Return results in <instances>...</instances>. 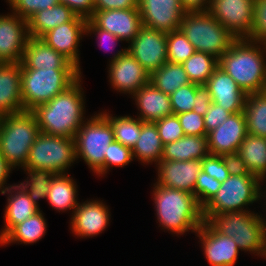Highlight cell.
Wrapping results in <instances>:
<instances>
[{
	"label": "cell",
	"mask_w": 266,
	"mask_h": 266,
	"mask_svg": "<svg viewBox=\"0 0 266 266\" xmlns=\"http://www.w3.org/2000/svg\"><path fill=\"white\" fill-rule=\"evenodd\" d=\"M80 79L51 101L40 104L31 110L35 115L40 132L75 138L84 123L85 102Z\"/></svg>",
	"instance_id": "6da1fadb"
},
{
	"label": "cell",
	"mask_w": 266,
	"mask_h": 266,
	"mask_svg": "<svg viewBox=\"0 0 266 266\" xmlns=\"http://www.w3.org/2000/svg\"><path fill=\"white\" fill-rule=\"evenodd\" d=\"M258 44L247 38L237 39L218 60V66L247 95L266 91V61L263 55L266 49Z\"/></svg>",
	"instance_id": "7a4b0ae2"
},
{
	"label": "cell",
	"mask_w": 266,
	"mask_h": 266,
	"mask_svg": "<svg viewBox=\"0 0 266 266\" xmlns=\"http://www.w3.org/2000/svg\"><path fill=\"white\" fill-rule=\"evenodd\" d=\"M154 203L160 226L175 234L197 232L203 224L202 207L196 197L186 191L154 184Z\"/></svg>",
	"instance_id": "3957f363"
},
{
	"label": "cell",
	"mask_w": 266,
	"mask_h": 266,
	"mask_svg": "<svg viewBox=\"0 0 266 266\" xmlns=\"http://www.w3.org/2000/svg\"><path fill=\"white\" fill-rule=\"evenodd\" d=\"M40 133L32 111L0 116V153L12 167H24L29 151Z\"/></svg>",
	"instance_id": "277c9868"
},
{
	"label": "cell",
	"mask_w": 266,
	"mask_h": 266,
	"mask_svg": "<svg viewBox=\"0 0 266 266\" xmlns=\"http://www.w3.org/2000/svg\"><path fill=\"white\" fill-rule=\"evenodd\" d=\"M260 181L251 173L235 168L221 184L218 192L202 208L203 219L208 221L212 216L225 212L245 211L244 206L253 204L263 196Z\"/></svg>",
	"instance_id": "5b68a950"
},
{
	"label": "cell",
	"mask_w": 266,
	"mask_h": 266,
	"mask_svg": "<svg viewBox=\"0 0 266 266\" xmlns=\"http://www.w3.org/2000/svg\"><path fill=\"white\" fill-rule=\"evenodd\" d=\"M80 77L79 69H21L23 110L51 101Z\"/></svg>",
	"instance_id": "8992f818"
},
{
	"label": "cell",
	"mask_w": 266,
	"mask_h": 266,
	"mask_svg": "<svg viewBox=\"0 0 266 266\" xmlns=\"http://www.w3.org/2000/svg\"><path fill=\"white\" fill-rule=\"evenodd\" d=\"M196 51L218 60L238 39L208 11L186 12L179 28Z\"/></svg>",
	"instance_id": "52a82bcc"
},
{
	"label": "cell",
	"mask_w": 266,
	"mask_h": 266,
	"mask_svg": "<svg viewBox=\"0 0 266 266\" xmlns=\"http://www.w3.org/2000/svg\"><path fill=\"white\" fill-rule=\"evenodd\" d=\"M208 222L219 233L232 237L241 251L266 255V230L262 215H255L249 210L232 211L214 215Z\"/></svg>",
	"instance_id": "ba28073f"
},
{
	"label": "cell",
	"mask_w": 266,
	"mask_h": 266,
	"mask_svg": "<svg viewBox=\"0 0 266 266\" xmlns=\"http://www.w3.org/2000/svg\"><path fill=\"white\" fill-rule=\"evenodd\" d=\"M74 140L76 158H83L94 173L104 175L105 154L114 141L110 121L102 113L96 114L81 125Z\"/></svg>",
	"instance_id": "9c48e42d"
},
{
	"label": "cell",
	"mask_w": 266,
	"mask_h": 266,
	"mask_svg": "<svg viewBox=\"0 0 266 266\" xmlns=\"http://www.w3.org/2000/svg\"><path fill=\"white\" fill-rule=\"evenodd\" d=\"M76 159L74 138L40 132L23 168L43 169L54 174H64Z\"/></svg>",
	"instance_id": "30bf717a"
},
{
	"label": "cell",
	"mask_w": 266,
	"mask_h": 266,
	"mask_svg": "<svg viewBox=\"0 0 266 266\" xmlns=\"http://www.w3.org/2000/svg\"><path fill=\"white\" fill-rule=\"evenodd\" d=\"M208 12L238 39L251 35L254 0H211Z\"/></svg>",
	"instance_id": "8fae6325"
},
{
	"label": "cell",
	"mask_w": 266,
	"mask_h": 266,
	"mask_svg": "<svg viewBox=\"0 0 266 266\" xmlns=\"http://www.w3.org/2000/svg\"><path fill=\"white\" fill-rule=\"evenodd\" d=\"M129 44L127 51L149 73L168 62L167 33L143 25Z\"/></svg>",
	"instance_id": "7c38bea8"
},
{
	"label": "cell",
	"mask_w": 266,
	"mask_h": 266,
	"mask_svg": "<svg viewBox=\"0 0 266 266\" xmlns=\"http://www.w3.org/2000/svg\"><path fill=\"white\" fill-rule=\"evenodd\" d=\"M109 64V81L114 89L133 95L149 83L150 73L126 49L118 51Z\"/></svg>",
	"instance_id": "4fadbf2b"
},
{
	"label": "cell",
	"mask_w": 266,
	"mask_h": 266,
	"mask_svg": "<svg viewBox=\"0 0 266 266\" xmlns=\"http://www.w3.org/2000/svg\"><path fill=\"white\" fill-rule=\"evenodd\" d=\"M247 133L244 112L231 114L222 125L207 133L209 153L234 158Z\"/></svg>",
	"instance_id": "5bb4252c"
},
{
	"label": "cell",
	"mask_w": 266,
	"mask_h": 266,
	"mask_svg": "<svg viewBox=\"0 0 266 266\" xmlns=\"http://www.w3.org/2000/svg\"><path fill=\"white\" fill-rule=\"evenodd\" d=\"M142 24L163 33L180 28L185 10L180 0H138Z\"/></svg>",
	"instance_id": "9a60e30c"
},
{
	"label": "cell",
	"mask_w": 266,
	"mask_h": 266,
	"mask_svg": "<svg viewBox=\"0 0 266 266\" xmlns=\"http://www.w3.org/2000/svg\"><path fill=\"white\" fill-rule=\"evenodd\" d=\"M12 13L0 15V64L21 62L29 38L27 21Z\"/></svg>",
	"instance_id": "2e32d148"
},
{
	"label": "cell",
	"mask_w": 266,
	"mask_h": 266,
	"mask_svg": "<svg viewBox=\"0 0 266 266\" xmlns=\"http://www.w3.org/2000/svg\"><path fill=\"white\" fill-rule=\"evenodd\" d=\"M89 19L98 28L128 43L138 35V31L143 26L139 8L93 11Z\"/></svg>",
	"instance_id": "e0dca14e"
},
{
	"label": "cell",
	"mask_w": 266,
	"mask_h": 266,
	"mask_svg": "<svg viewBox=\"0 0 266 266\" xmlns=\"http://www.w3.org/2000/svg\"><path fill=\"white\" fill-rule=\"evenodd\" d=\"M196 234L203 244L204 254L211 266H233L236 263L240 249L232 237L219 233L205 220Z\"/></svg>",
	"instance_id": "ac0fdd59"
},
{
	"label": "cell",
	"mask_w": 266,
	"mask_h": 266,
	"mask_svg": "<svg viewBox=\"0 0 266 266\" xmlns=\"http://www.w3.org/2000/svg\"><path fill=\"white\" fill-rule=\"evenodd\" d=\"M86 21V18L76 15L70 22L51 29L40 38L78 67L80 75L78 44L85 33Z\"/></svg>",
	"instance_id": "d6986e66"
},
{
	"label": "cell",
	"mask_w": 266,
	"mask_h": 266,
	"mask_svg": "<svg viewBox=\"0 0 266 266\" xmlns=\"http://www.w3.org/2000/svg\"><path fill=\"white\" fill-rule=\"evenodd\" d=\"M157 165L159 177L156 184L194 195L197 177L202 171V160H161Z\"/></svg>",
	"instance_id": "ffe728a7"
},
{
	"label": "cell",
	"mask_w": 266,
	"mask_h": 266,
	"mask_svg": "<svg viewBox=\"0 0 266 266\" xmlns=\"http://www.w3.org/2000/svg\"><path fill=\"white\" fill-rule=\"evenodd\" d=\"M204 86L209 90L213 103L231 114L243 112L247 94L221 67L218 66L214 70Z\"/></svg>",
	"instance_id": "44dd1931"
},
{
	"label": "cell",
	"mask_w": 266,
	"mask_h": 266,
	"mask_svg": "<svg viewBox=\"0 0 266 266\" xmlns=\"http://www.w3.org/2000/svg\"><path fill=\"white\" fill-rule=\"evenodd\" d=\"M108 207L100 201L92 200L78 204L73 210L71 229L81 237H93L104 231L109 224Z\"/></svg>",
	"instance_id": "7402d4cb"
},
{
	"label": "cell",
	"mask_w": 266,
	"mask_h": 266,
	"mask_svg": "<svg viewBox=\"0 0 266 266\" xmlns=\"http://www.w3.org/2000/svg\"><path fill=\"white\" fill-rule=\"evenodd\" d=\"M79 69L63 54L48 46L40 38L29 37L25 46L21 69Z\"/></svg>",
	"instance_id": "603a6c76"
},
{
	"label": "cell",
	"mask_w": 266,
	"mask_h": 266,
	"mask_svg": "<svg viewBox=\"0 0 266 266\" xmlns=\"http://www.w3.org/2000/svg\"><path fill=\"white\" fill-rule=\"evenodd\" d=\"M23 111L21 62L0 64V116Z\"/></svg>",
	"instance_id": "cb8c5ba5"
},
{
	"label": "cell",
	"mask_w": 266,
	"mask_h": 266,
	"mask_svg": "<svg viewBox=\"0 0 266 266\" xmlns=\"http://www.w3.org/2000/svg\"><path fill=\"white\" fill-rule=\"evenodd\" d=\"M236 168L258 177L266 178V138L247 133L234 157Z\"/></svg>",
	"instance_id": "d4e9b609"
},
{
	"label": "cell",
	"mask_w": 266,
	"mask_h": 266,
	"mask_svg": "<svg viewBox=\"0 0 266 266\" xmlns=\"http://www.w3.org/2000/svg\"><path fill=\"white\" fill-rule=\"evenodd\" d=\"M133 96L138 110L141 111L138 118L144 122H155L173 114L169 95L150 82L142 86Z\"/></svg>",
	"instance_id": "484cf974"
},
{
	"label": "cell",
	"mask_w": 266,
	"mask_h": 266,
	"mask_svg": "<svg viewBox=\"0 0 266 266\" xmlns=\"http://www.w3.org/2000/svg\"><path fill=\"white\" fill-rule=\"evenodd\" d=\"M14 190V191H13ZM17 192H16V191ZM9 194L5 209V228L0 232V241L18 224L40 211L25 190L17 185L7 187L1 194Z\"/></svg>",
	"instance_id": "4316f807"
},
{
	"label": "cell",
	"mask_w": 266,
	"mask_h": 266,
	"mask_svg": "<svg viewBox=\"0 0 266 266\" xmlns=\"http://www.w3.org/2000/svg\"><path fill=\"white\" fill-rule=\"evenodd\" d=\"M209 154L207 136L184 135L164 145L161 160H202Z\"/></svg>",
	"instance_id": "83f0119b"
},
{
	"label": "cell",
	"mask_w": 266,
	"mask_h": 266,
	"mask_svg": "<svg viewBox=\"0 0 266 266\" xmlns=\"http://www.w3.org/2000/svg\"><path fill=\"white\" fill-rule=\"evenodd\" d=\"M75 16L76 14L63 3L38 11L27 20L28 35L41 38L51 29L70 22Z\"/></svg>",
	"instance_id": "f1b7e54d"
},
{
	"label": "cell",
	"mask_w": 266,
	"mask_h": 266,
	"mask_svg": "<svg viewBox=\"0 0 266 266\" xmlns=\"http://www.w3.org/2000/svg\"><path fill=\"white\" fill-rule=\"evenodd\" d=\"M163 143L155 122H144L138 141L132 149L133 159L137 158L141 163H152L161 161Z\"/></svg>",
	"instance_id": "f546056e"
},
{
	"label": "cell",
	"mask_w": 266,
	"mask_h": 266,
	"mask_svg": "<svg viewBox=\"0 0 266 266\" xmlns=\"http://www.w3.org/2000/svg\"><path fill=\"white\" fill-rule=\"evenodd\" d=\"M75 182L66 173L55 174L51 180L47 200L54 209L66 211L76 209L78 202L76 200Z\"/></svg>",
	"instance_id": "4dcf8cb0"
},
{
	"label": "cell",
	"mask_w": 266,
	"mask_h": 266,
	"mask_svg": "<svg viewBox=\"0 0 266 266\" xmlns=\"http://www.w3.org/2000/svg\"><path fill=\"white\" fill-rule=\"evenodd\" d=\"M149 82L165 94H172L178 88L191 82L182 64L166 62L163 66L150 73Z\"/></svg>",
	"instance_id": "1f68e13d"
},
{
	"label": "cell",
	"mask_w": 266,
	"mask_h": 266,
	"mask_svg": "<svg viewBox=\"0 0 266 266\" xmlns=\"http://www.w3.org/2000/svg\"><path fill=\"white\" fill-rule=\"evenodd\" d=\"M243 112L247 132L266 138V91L248 94Z\"/></svg>",
	"instance_id": "d6a6232c"
},
{
	"label": "cell",
	"mask_w": 266,
	"mask_h": 266,
	"mask_svg": "<svg viewBox=\"0 0 266 266\" xmlns=\"http://www.w3.org/2000/svg\"><path fill=\"white\" fill-rule=\"evenodd\" d=\"M38 211L33 216L27 218L22 223L16 225L1 241L0 244H9L18 241L19 243H36L45 235L46 220Z\"/></svg>",
	"instance_id": "836d02e7"
},
{
	"label": "cell",
	"mask_w": 266,
	"mask_h": 266,
	"mask_svg": "<svg viewBox=\"0 0 266 266\" xmlns=\"http://www.w3.org/2000/svg\"><path fill=\"white\" fill-rule=\"evenodd\" d=\"M182 66L191 83L205 85L218 67V59L205 52L196 51Z\"/></svg>",
	"instance_id": "e575fe53"
},
{
	"label": "cell",
	"mask_w": 266,
	"mask_h": 266,
	"mask_svg": "<svg viewBox=\"0 0 266 266\" xmlns=\"http://www.w3.org/2000/svg\"><path fill=\"white\" fill-rule=\"evenodd\" d=\"M111 123L114 131V140L133 149L141 133L143 121L130 116L112 117L109 113H102Z\"/></svg>",
	"instance_id": "d590c367"
},
{
	"label": "cell",
	"mask_w": 266,
	"mask_h": 266,
	"mask_svg": "<svg viewBox=\"0 0 266 266\" xmlns=\"http://www.w3.org/2000/svg\"><path fill=\"white\" fill-rule=\"evenodd\" d=\"M24 169V171H27L30 178L28 181L27 179L24 181L26 183L22 182L17 186H19L22 190H25L31 201L39 207L37 201L41 198L47 199L49 186L55 174L49 170L43 169Z\"/></svg>",
	"instance_id": "8d00e7d4"
},
{
	"label": "cell",
	"mask_w": 266,
	"mask_h": 266,
	"mask_svg": "<svg viewBox=\"0 0 266 266\" xmlns=\"http://www.w3.org/2000/svg\"><path fill=\"white\" fill-rule=\"evenodd\" d=\"M195 52L194 46L180 29L167 33L168 62L182 64Z\"/></svg>",
	"instance_id": "74e56055"
},
{
	"label": "cell",
	"mask_w": 266,
	"mask_h": 266,
	"mask_svg": "<svg viewBox=\"0 0 266 266\" xmlns=\"http://www.w3.org/2000/svg\"><path fill=\"white\" fill-rule=\"evenodd\" d=\"M236 168L234 158L211 155L202 159V171L223 183Z\"/></svg>",
	"instance_id": "f35d334b"
},
{
	"label": "cell",
	"mask_w": 266,
	"mask_h": 266,
	"mask_svg": "<svg viewBox=\"0 0 266 266\" xmlns=\"http://www.w3.org/2000/svg\"><path fill=\"white\" fill-rule=\"evenodd\" d=\"M201 85L190 83L178 88L169 95L173 114L186 113L193 110L196 90Z\"/></svg>",
	"instance_id": "ab89813d"
},
{
	"label": "cell",
	"mask_w": 266,
	"mask_h": 266,
	"mask_svg": "<svg viewBox=\"0 0 266 266\" xmlns=\"http://www.w3.org/2000/svg\"><path fill=\"white\" fill-rule=\"evenodd\" d=\"M221 182L201 171L197 177L194 188V196L198 204L203 208L221 187Z\"/></svg>",
	"instance_id": "60d3db41"
},
{
	"label": "cell",
	"mask_w": 266,
	"mask_h": 266,
	"mask_svg": "<svg viewBox=\"0 0 266 266\" xmlns=\"http://www.w3.org/2000/svg\"><path fill=\"white\" fill-rule=\"evenodd\" d=\"M12 12L24 20H28L36 12L51 8L60 3L59 0H7Z\"/></svg>",
	"instance_id": "b9f144b4"
},
{
	"label": "cell",
	"mask_w": 266,
	"mask_h": 266,
	"mask_svg": "<svg viewBox=\"0 0 266 266\" xmlns=\"http://www.w3.org/2000/svg\"><path fill=\"white\" fill-rule=\"evenodd\" d=\"M155 124L163 145L177 141L185 135L178 116L175 114L157 120Z\"/></svg>",
	"instance_id": "7bdbcfd3"
},
{
	"label": "cell",
	"mask_w": 266,
	"mask_h": 266,
	"mask_svg": "<svg viewBox=\"0 0 266 266\" xmlns=\"http://www.w3.org/2000/svg\"><path fill=\"white\" fill-rule=\"evenodd\" d=\"M247 39L260 45L266 44V0H254L251 35Z\"/></svg>",
	"instance_id": "ee69618b"
},
{
	"label": "cell",
	"mask_w": 266,
	"mask_h": 266,
	"mask_svg": "<svg viewBox=\"0 0 266 266\" xmlns=\"http://www.w3.org/2000/svg\"><path fill=\"white\" fill-rule=\"evenodd\" d=\"M133 160L132 150L120 142L113 141L109 144V150L105 154L104 158V174L110 168V166L124 167Z\"/></svg>",
	"instance_id": "f6af8a7d"
},
{
	"label": "cell",
	"mask_w": 266,
	"mask_h": 266,
	"mask_svg": "<svg viewBox=\"0 0 266 266\" xmlns=\"http://www.w3.org/2000/svg\"><path fill=\"white\" fill-rule=\"evenodd\" d=\"M185 135L207 136L204 116L193 110L177 115Z\"/></svg>",
	"instance_id": "bcb514c9"
},
{
	"label": "cell",
	"mask_w": 266,
	"mask_h": 266,
	"mask_svg": "<svg viewBox=\"0 0 266 266\" xmlns=\"http://www.w3.org/2000/svg\"><path fill=\"white\" fill-rule=\"evenodd\" d=\"M231 115V113L216 103H211L208 111L204 115V125L206 132L216 129L218 126L222 125L224 121Z\"/></svg>",
	"instance_id": "7dc6e473"
},
{
	"label": "cell",
	"mask_w": 266,
	"mask_h": 266,
	"mask_svg": "<svg viewBox=\"0 0 266 266\" xmlns=\"http://www.w3.org/2000/svg\"><path fill=\"white\" fill-rule=\"evenodd\" d=\"M138 8V0H94L93 11Z\"/></svg>",
	"instance_id": "c3c4849f"
},
{
	"label": "cell",
	"mask_w": 266,
	"mask_h": 266,
	"mask_svg": "<svg viewBox=\"0 0 266 266\" xmlns=\"http://www.w3.org/2000/svg\"><path fill=\"white\" fill-rule=\"evenodd\" d=\"M68 6L76 15L89 19L93 14L94 0H59Z\"/></svg>",
	"instance_id": "681fc988"
},
{
	"label": "cell",
	"mask_w": 266,
	"mask_h": 266,
	"mask_svg": "<svg viewBox=\"0 0 266 266\" xmlns=\"http://www.w3.org/2000/svg\"><path fill=\"white\" fill-rule=\"evenodd\" d=\"M211 103L212 100L211 95L209 94V90L204 85H201L196 90L193 111L198 113L199 115L204 116L208 111Z\"/></svg>",
	"instance_id": "f907efd6"
},
{
	"label": "cell",
	"mask_w": 266,
	"mask_h": 266,
	"mask_svg": "<svg viewBox=\"0 0 266 266\" xmlns=\"http://www.w3.org/2000/svg\"><path fill=\"white\" fill-rule=\"evenodd\" d=\"M92 32L95 33V35H97V38L100 39V41H101L100 44H102V45L104 42H109L108 43L109 45L114 46L117 41H122L120 38L111 34L110 32L103 30L101 28H98L90 19H87L85 34L86 33L90 34ZM109 48H111V47H109Z\"/></svg>",
	"instance_id": "816d5d0a"
},
{
	"label": "cell",
	"mask_w": 266,
	"mask_h": 266,
	"mask_svg": "<svg viewBox=\"0 0 266 266\" xmlns=\"http://www.w3.org/2000/svg\"><path fill=\"white\" fill-rule=\"evenodd\" d=\"M180 3L185 12L208 11L211 0H180Z\"/></svg>",
	"instance_id": "f5cc1de1"
},
{
	"label": "cell",
	"mask_w": 266,
	"mask_h": 266,
	"mask_svg": "<svg viewBox=\"0 0 266 266\" xmlns=\"http://www.w3.org/2000/svg\"><path fill=\"white\" fill-rule=\"evenodd\" d=\"M13 169L5 160V158L0 153V191H4L7 187L3 185L6 183V180L9 176L10 171Z\"/></svg>",
	"instance_id": "db71d44e"
}]
</instances>
